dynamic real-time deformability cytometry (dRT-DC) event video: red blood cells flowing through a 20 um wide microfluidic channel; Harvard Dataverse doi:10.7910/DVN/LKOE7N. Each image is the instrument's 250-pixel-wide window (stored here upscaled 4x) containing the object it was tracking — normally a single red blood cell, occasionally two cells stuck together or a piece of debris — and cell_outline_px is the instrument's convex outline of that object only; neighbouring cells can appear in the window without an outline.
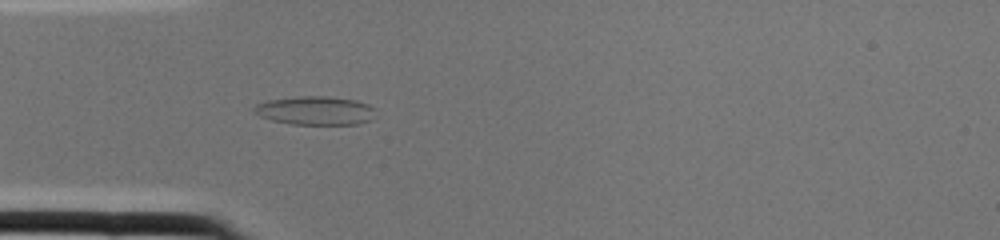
{"species": "common noctule bat (a hibernating species)", "species_latin": "Nyctalus noctula", "temperature_condition": "cold", "stored_images_in_passage": 2, "camera_frame_rate_fps": 3000, "um_per_image_px": 0.085, "animal": {"sex": "female", "body_mass_g": 22.0, "forearm_length_mm": 56.7}, "frame": {"image": 1, "passage_image": 2, "time_ms": 0.333, "image_size_px": [1000, 240], "cell_outline_px": [[376, 108], [372, 120], [360, 124], [292, 124], [272, 120], [260, 116], [252, 112], [252, 108], [256, 104], [268, 100], [300, 96], [328, 96], [356, 100], [368, 104]], "centroid_in_image_um": [26.82, 9.4], "position_along_channel_um": 58.2, "area_um2": 20.46}}